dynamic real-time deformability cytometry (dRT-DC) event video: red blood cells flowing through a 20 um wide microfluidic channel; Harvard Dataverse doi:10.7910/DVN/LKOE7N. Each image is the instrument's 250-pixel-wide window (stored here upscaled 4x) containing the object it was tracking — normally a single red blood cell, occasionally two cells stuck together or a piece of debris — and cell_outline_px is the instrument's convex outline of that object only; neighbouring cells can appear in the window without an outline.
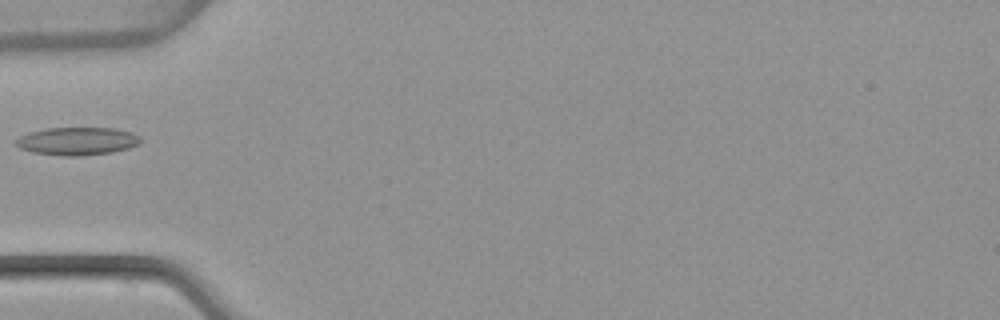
{"species": "common noctule bat (a hibernating species)", "species_latin": "Nyctalus noctula", "temperature_condition": "warm", "stored_images_in_passage": 6, "camera_frame_rate_fps": 3000, "um_per_image_px": 0.085, "animal": {"sex": "female", "body_mass_g": 22.7, "forearm_length_mm": 54.2}, "frame": {"image": 1, "passage_image": 1, "time_ms": 0.0, "image_size_px": [1000, 320], "cell_outline_px": [[144, 140], [140, 144], [128, 148], [112, 152], [80, 156], [64, 156], [32, 152], [20, 148], [12, 144], [20, 136], [28, 132], [48, 128], [116, 128], [132, 132], [140, 136]], "centroid_in_image_um": [6.58, 11.99], "position_along_channel_um": 78.4, "area_um2": 20.52}}